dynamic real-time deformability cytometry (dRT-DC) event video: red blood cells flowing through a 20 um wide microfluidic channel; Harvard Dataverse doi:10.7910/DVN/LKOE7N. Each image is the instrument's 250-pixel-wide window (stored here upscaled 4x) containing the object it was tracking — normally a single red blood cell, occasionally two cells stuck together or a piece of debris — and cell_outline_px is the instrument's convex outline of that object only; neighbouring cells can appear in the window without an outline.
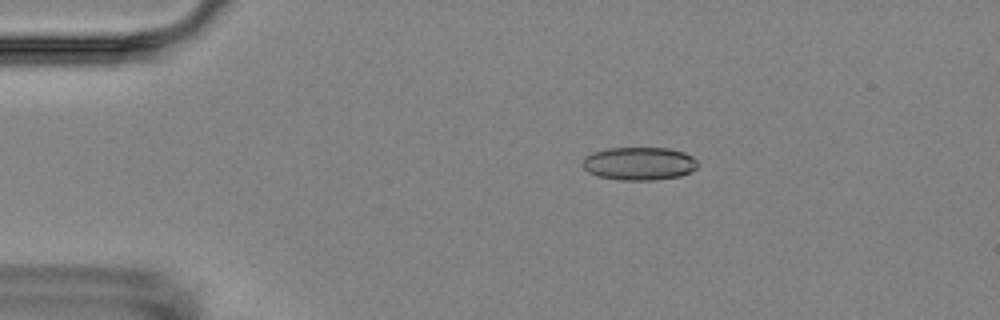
{"species": "Egyptian fruit bat (a non-hibernating species)", "species_latin": "Rousettus aegyptiacus", "temperature_condition": "room temperature", "stored_images_in_passage": 3, "camera_frame_rate_fps": 3000, "um_per_image_px": 0.085, "animal": {"sex": "female"}, "frame": {"image": 1, "passage_image": 2, "time_ms": 1.0, "image_size_px": [1000, 320], "cell_outline_px": [[700, 164], [696, 168], [680, 176], [656, 180], [620, 180], [600, 176], [588, 172], [584, 168], [584, 156], [592, 152], [608, 148], [668, 148], [684, 152], [692, 156]], "centroid_in_image_um": [54.35, 13.9], "position_along_channel_um": 30.7, "area_um2": 22.2}}